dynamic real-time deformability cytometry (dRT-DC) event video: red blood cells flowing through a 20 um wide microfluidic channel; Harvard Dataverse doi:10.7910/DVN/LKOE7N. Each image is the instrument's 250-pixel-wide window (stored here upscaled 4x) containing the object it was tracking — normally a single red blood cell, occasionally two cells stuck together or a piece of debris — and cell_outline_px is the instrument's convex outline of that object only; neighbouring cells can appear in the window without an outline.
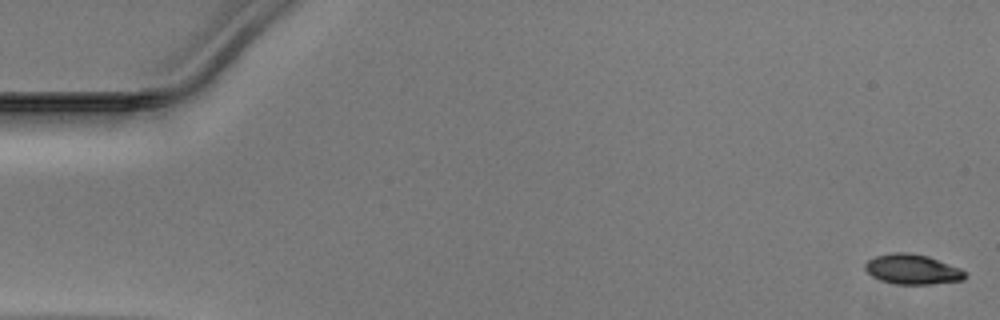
{"species": "Egyptian fruit bat (a non-hibernating species)", "species_latin": "Rousettus aegyptiacus", "temperature_condition": "warm", "stored_images_in_passage": 50, "camera_frame_rate_fps": 3000, "um_per_image_px": 0.085, "animal": {"sex": "male"}, "frame": {"image": 1, "passage_image": 1, "time_ms": 0.0, "image_size_px": [1000, 320], "cell_outline_px": [[964, 280], [928, 284], [896, 284], [880, 280], [872, 276], [864, 268], [864, 264], [868, 260], [876, 256], [892, 252], [908, 252], [928, 256], [960, 268], [964, 272]], "centroid_in_image_um": [77.52, 22.88], "position_along_channel_um": 7.5, "area_um2": 17.34}}
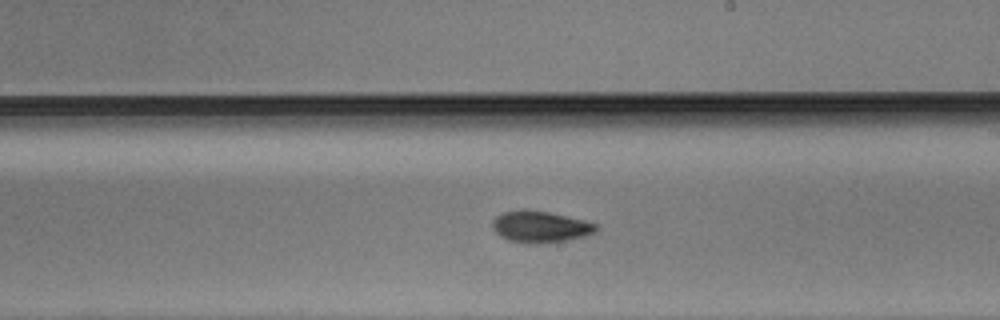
{"frame": {"image": 2, "passage_image": 29, "time_ms": 9.333, "image_size_px": [1000, 320], "cell_outline_px": [[600, 228], [596, 232], [584, 236], [564, 240], [508, 240], [500, 236], [496, 232], [492, 224], [492, 220], [496, 216], [504, 212], [520, 208], [524, 208], [548, 212], [584, 220], [596, 224]], "centroid_in_image_um": [45.93, 19.2], "position_along_channel_um": 243.1, "area_um2": 18.21}}
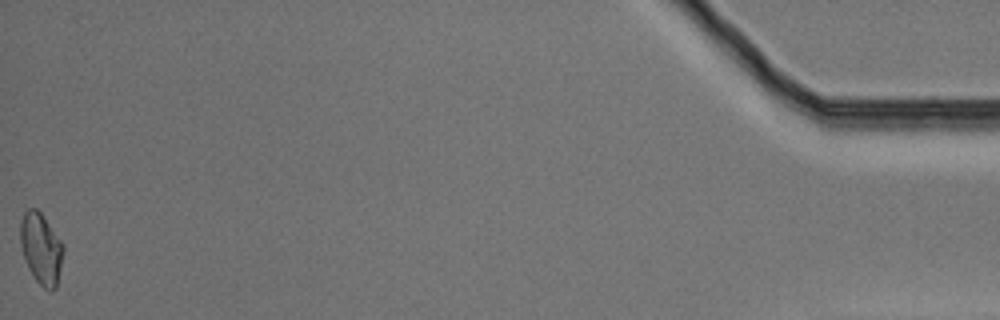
{"frame": {"image": 3, "passage_image": 50, "time_ms": 16.333, "image_size_px": [1000, 320], "cell_outline_px": [[64, 252], [56, 288], [52, 292], [44, 288], [36, 280], [28, 268], [24, 260], [20, 244], [20, 220], [24, 212], [28, 208], [36, 208], [40, 212], [64, 244]], "centroid_in_image_um": [3.49, 21.13], "position_along_channel_um": 431.7, "area_um2": 17.98}}